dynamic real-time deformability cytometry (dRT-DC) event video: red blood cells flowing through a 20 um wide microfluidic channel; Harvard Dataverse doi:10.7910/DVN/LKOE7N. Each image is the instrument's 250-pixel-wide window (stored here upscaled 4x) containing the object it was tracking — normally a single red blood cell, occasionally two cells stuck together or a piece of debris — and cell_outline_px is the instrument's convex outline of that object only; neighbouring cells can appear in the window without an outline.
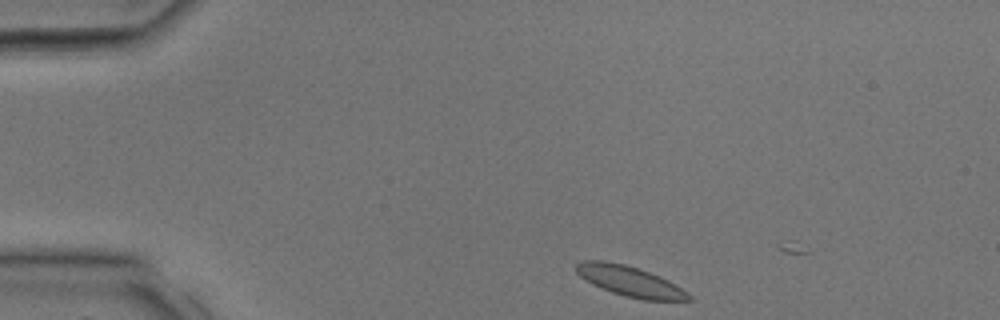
{"species": "common noctule bat (a hibernating species)", "species_latin": "Nyctalus noctula", "temperature_condition": "room temperature", "stored_images_in_passage": 4, "camera_frame_rate_fps": 3000, "um_per_image_px": 0.085, "animal": {"sex": "male", "body_mass_g": 17.9, "forearm_length_mm": 54.2}, "frame": {"image": 1, "passage_image": 1, "time_ms": 0.0, "image_size_px": [1000, 320], "cell_outline_px": [[696, 300], [644, 300], [624, 296], [600, 288], [592, 284], [580, 276], [576, 272], [576, 264], [580, 260], [604, 260], [624, 264], [660, 276], [668, 280], [688, 292]], "centroid_in_image_um": [53.54, 23.91], "position_along_channel_um": 31.5, "area_um2": 19.88}}